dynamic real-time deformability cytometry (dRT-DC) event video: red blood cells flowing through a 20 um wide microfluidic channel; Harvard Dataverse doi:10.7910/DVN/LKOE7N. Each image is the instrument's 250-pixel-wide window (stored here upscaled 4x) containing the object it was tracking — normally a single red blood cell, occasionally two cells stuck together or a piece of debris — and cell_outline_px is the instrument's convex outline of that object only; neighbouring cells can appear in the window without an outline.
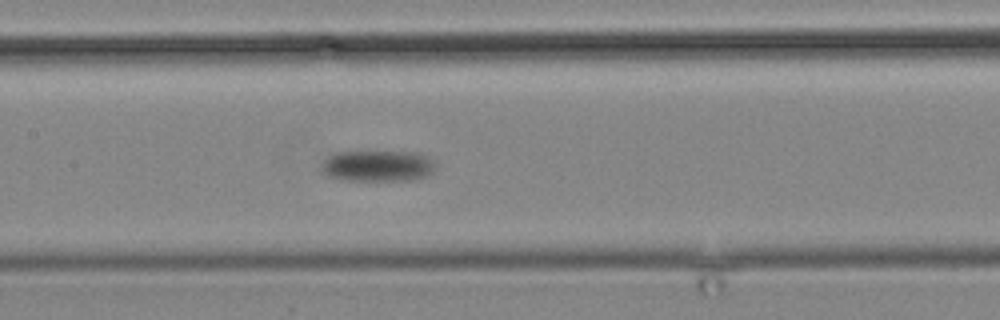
{"species": "common noctule bat (a hibernating species)", "species_latin": "Nyctalus noctula", "temperature_condition": "cold", "stored_images_in_passage": 16, "camera_frame_rate_fps": 3000, "um_per_image_px": 0.085, "animal": {"sex": "male", "body_mass_g": 19.2, "forearm_length_mm": 51.8}, "frame": {"image": 1, "passage_image": 16, "time_ms": 18.667, "image_size_px": [1000, 320], "cell_outline_px": [[432, 172], [428, 176], [416, 180], [344, 180], [328, 176], [324, 172], [324, 164], [328, 156], [336, 152], [416, 152], [428, 156], [432, 160]], "centroid_in_image_um": [32.14, 14.11], "position_along_channel_um": 175.3, "area_um2": 20.4}}